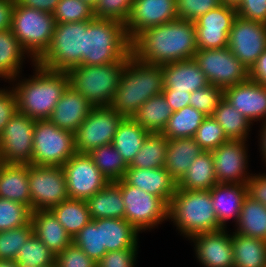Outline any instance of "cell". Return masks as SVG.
I'll list each match as a JSON object with an SVG mask.
<instances>
[{
    "label": "cell",
    "mask_w": 266,
    "mask_h": 267,
    "mask_svg": "<svg viewBox=\"0 0 266 267\" xmlns=\"http://www.w3.org/2000/svg\"><path fill=\"white\" fill-rule=\"evenodd\" d=\"M249 79L266 86V50L249 70Z\"/></svg>",
    "instance_id": "57"
},
{
    "label": "cell",
    "mask_w": 266,
    "mask_h": 267,
    "mask_svg": "<svg viewBox=\"0 0 266 267\" xmlns=\"http://www.w3.org/2000/svg\"><path fill=\"white\" fill-rule=\"evenodd\" d=\"M131 54V41L124 23L114 19L88 20L84 31V56L80 65H107L117 63Z\"/></svg>",
    "instance_id": "4"
},
{
    "label": "cell",
    "mask_w": 266,
    "mask_h": 267,
    "mask_svg": "<svg viewBox=\"0 0 266 267\" xmlns=\"http://www.w3.org/2000/svg\"><path fill=\"white\" fill-rule=\"evenodd\" d=\"M166 155L167 138L162 133H149L128 167L146 169L164 167Z\"/></svg>",
    "instance_id": "40"
},
{
    "label": "cell",
    "mask_w": 266,
    "mask_h": 267,
    "mask_svg": "<svg viewBox=\"0 0 266 267\" xmlns=\"http://www.w3.org/2000/svg\"><path fill=\"white\" fill-rule=\"evenodd\" d=\"M179 19L195 21L221 5L220 0H176Z\"/></svg>",
    "instance_id": "50"
},
{
    "label": "cell",
    "mask_w": 266,
    "mask_h": 267,
    "mask_svg": "<svg viewBox=\"0 0 266 267\" xmlns=\"http://www.w3.org/2000/svg\"><path fill=\"white\" fill-rule=\"evenodd\" d=\"M25 54L28 53L22 48L11 29L0 32V77L10 82L17 81V76L22 70ZM21 69V70H20Z\"/></svg>",
    "instance_id": "33"
},
{
    "label": "cell",
    "mask_w": 266,
    "mask_h": 267,
    "mask_svg": "<svg viewBox=\"0 0 266 267\" xmlns=\"http://www.w3.org/2000/svg\"><path fill=\"white\" fill-rule=\"evenodd\" d=\"M193 59L205 74L209 84L222 90L249 79V70L228 47L198 49Z\"/></svg>",
    "instance_id": "11"
},
{
    "label": "cell",
    "mask_w": 266,
    "mask_h": 267,
    "mask_svg": "<svg viewBox=\"0 0 266 267\" xmlns=\"http://www.w3.org/2000/svg\"><path fill=\"white\" fill-rule=\"evenodd\" d=\"M212 117L224 129L226 136L230 140L247 141L252 123L233 108L224 97L218 103Z\"/></svg>",
    "instance_id": "39"
},
{
    "label": "cell",
    "mask_w": 266,
    "mask_h": 267,
    "mask_svg": "<svg viewBox=\"0 0 266 267\" xmlns=\"http://www.w3.org/2000/svg\"><path fill=\"white\" fill-rule=\"evenodd\" d=\"M35 120L16 112L0 135V160L3 163L31 164Z\"/></svg>",
    "instance_id": "14"
},
{
    "label": "cell",
    "mask_w": 266,
    "mask_h": 267,
    "mask_svg": "<svg viewBox=\"0 0 266 267\" xmlns=\"http://www.w3.org/2000/svg\"><path fill=\"white\" fill-rule=\"evenodd\" d=\"M221 4L237 7L241 0H220Z\"/></svg>",
    "instance_id": "62"
},
{
    "label": "cell",
    "mask_w": 266,
    "mask_h": 267,
    "mask_svg": "<svg viewBox=\"0 0 266 267\" xmlns=\"http://www.w3.org/2000/svg\"><path fill=\"white\" fill-rule=\"evenodd\" d=\"M164 88L192 93L209 85L205 74L194 59L162 65Z\"/></svg>",
    "instance_id": "24"
},
{
    "label": "cell",
    "mask_w": 266,
    "mask_h": 267,
    "mask_svg": "<svg viewBox=\"0 0 266 267\" xmlns=\"http://www.w3.org/2000/svg\"><path fill=\"white\" fill-rule=\"evenodd\" d=\"M227 47L250 70L266 50V24L237 16L229 32Z\"/></svg>",
    "instance_id": "16"
},
{
    "label": "cell",
    "mask_w": 266,
    "mask_h": 267,
    "mask_svg": "<svg viewBox=\"0 0 266 267\" xmlns=\"http://www.w3.org/2000/svg\"><path fill=\"white\" fill-rule=\"evenodd\" d=\"M16 112L17 101L13 89H0V135Z\"/></svg>",
    "instance_id": "54"
},
{
    "label": "cell",
    "mask_w": 266,
    "mask_h": 267,
    "mask_svg": "<svg viewBox=\"0 0 266 267\" xmlns=\"http://www.w3.org/2000/svg\"><path fill=\"white\" fill-rule=\"evenodd\" d=\"M235 226V233L266 241V206L247 195Z\"/></svg>",
    "instance_id": "36"
},
{
    "label": "cell",
    "mask_w": 266,
    "mask_h": 267,
    "mask_svg": "<svg viewBox=\"0 0 266 267\" xmlns=\"http://www.w3.org/2000/svg\"><path fill=\"white\" fill-rule=\"evenodd\" d=\"M264 124H262V129L260 131V149H261V154L262 159L264 158L265 162H266V122H262ZM266 164V163H265Z\"/></svg>",
    "instance_id": "60"
},
{
    "label": "cell",
    "mask_w": 266,
    "mask_h": 267,
    "mask_svg": "<svg viewBox=\"0 0 266 267\" xmlns=\"http://www.w3.org/2000/svg\"><path fill=\"white\" fill-rule=\"evenodd\" d=\"M44 267H58V266H57V264H56V262H55V263H53V264H51V265H47V266H44Z\"/></svg>",
    "instance_id": "64"
},
{
    "label": "cell",
    "mask_w": 266,
    "mask_h": 267,
    "mask_svg": "<svg viewBox=\"0 0 266 267\" xmlns=\"http://www.w3.org/2000/svg\"><path fill=\"white\" fill-rule=\"evenodd\" d=\"M16 0H0V32L11 29Z\"/></svg>",
    "instance_id": "58"
},
{
    "label": "cell",
    "mask_w": 266,
    "mask_h": 267,
    "mask_svg": "<svg viewBox=\"0 0 266 267\" xmlns=\"http://www.w3.org/2000/svg\"><path fill=\"white\" fill-rule=\"evenodd\" d=\"M236 17V7L221 4L195 20L197 49L226 48Z\"/></svg>",
    "instance_id": "17"
},
{
    "label": "cell",
    "mask_w": 266,
    "mask_h": 267,
    "mask_svg": "<svg viewBox=\"0 0 266 267\" xmlns=\"http://www.w3.org/2000/svg\"><path fill=\"white\" fill-rule=\"evenodd\" d=\"M87 27L88 20L56 23L51 44L36 63L53 71H68L82 64Z\"/></svg>",
    "instance_id": "8"
},
{
    "label": "cell",
    "mask_w": 266,
    "mask_h": 267,
    "mask_svg": "<svg viewBox=\"0 0 266 267\" xmlns=\"http://www.w3.org/2000/svg\"><path fill=\"white\" fill-rule=\"evenodd\" d=\"M73 243L96 263L100 261V219L91 220L74 237Z\"/></svg>",
    "instance_id": "47"
},
{
    "label": "cell",
    "mask_w": 266,
    "mask_h": 267,
    "mask_svg": "<svg viewBox=\"0 0 266 267\" xmlns=\"http://www.w3.org/2000/svg\"><path fill=\"white\" fill-rule=\"evenodd\" d=\"M56 255L33 233L17 254L19 267H44L55 263Z\"/></svg>",
    "instance_id": "42"
},
{
    "label": "cell",
    "mask_w": 266,
    "mask_h": 267,
    "mask_svg": "<svg viewBox=\"0 0 266 267\" xmlns=\"http://www.w3.org/2000/svg\"><path fill=\"white\" fill-rule=\"evenodd\" d=\"M189 239L194 242L195 256L203 267H234L232 235L227 229L199 233Z\"/></svg>",
    "instance_id": "20"
},
{
    "label": "cell",
    "mask_w": 266,
    "mask_h": 267,
    "mask_svg": "<svg viewBox=\"0 0 266 267\" xmlns=\"http://www.w3.org/2000/svg\"><path fill=\"white\" fill-rule=\"evenodd\" d=\"M51 211L72 238L91 221L85 200L69 198L54 206Z\"/></svg>",
    "instance_id": "38"
},
{
    "label": "cell",
    "mask_w": 266,
    "mask_h": 267,
    "mask_svg": "<svg viewBox=\"0 0 266 267\" xmlns=\"http://www.w3.org/2000/svg\"><path fill=\"white\" fill-rule=\"evenodd\" d=\"M56 23L92 20L93 9L82 0H60L53 12Z\"/></svg>",
    "instance_id": "46"
},
{
    "label": "cell",
    "mask_w": 266,
    "mask_h": 267,
    "mask_svg": "<svg viewBox=\"0 0 266 267\" xmlns=\"http://www.w3.org/2000/svg\"><path fill=\"white\" fill-rule=\"evenodd\" d=\"M35 74L11 87L17 101V112L34 120L49 119L63 92L69 86L67 71H53L33 63Z\"/></svg>",
    "instance_id": "3"
},
{
    "label": "cell",
    "mask_w": 266,
    "mask_h": 267,
    "mask_svg": "<svg viewBox=\"0 0 266 267\" xmlns=\"http://www.w3.org/2000/svg\"><path fill=\"white\" fill-rule=\"evenodd\" d=\"M31 213L25 204L0 198V231L27 225L31 221Z\"/></svg>",
    "instance_id": "43"
},
{
    "label": "cell",
    "mask_w": 266,
    "mask_h": 267,
    "mask_svg": "<svg viewBox=\"0 0 266 267\" xmlns=\"http://www.w3.org/2000/svg\"><path fill=\"white\" fill-rule=\"evenodd\" d=\"M0 267H19L14 260L0 259Z\"/></svg>",
    "instance_id": "61"
},
{
    "label": "cell",
    "mask_w": 266,
    "mask_h": 267,
    "mask_svg": "<svg viewBox=\"0 0 266 267\" xmlns=\"http://www.w3.org/2000/svg\"><path fill=\"white\" fill-rule=\"evenodd\" d=\"M62 168L70 199L86 201L109 183L88 153L76 152Z\"/></svg>",
    "instance_id": "15"
},
{
    "label": "cell",
    "mask_w": 266,
    "mask_h": 267,
    "mask_svg": "<svg viewBox=\"0 0 266 267\" xmlns=\"http://www.w3.org/2000/svg\"><path fill=\"white\" fill-rule=\"evenodd\" d=\"M236 11L238 17L266 24V0H241Z\"/></svg>",
    "instance_id": "53"
},
{
    "label": "cell",
    "mask_w": 266,
    "mask_h": 267,
    "mask_svg": "<svg viewBox=\"0 0 266 267\" xmlns=\"http://www.w3.org/2000/svg\"><path fill=\"white\" fill-rule=\"evenodd\" d=\"M125 117L112 107H93L75 132L77 153H89L93 149L112 144L119 124Z\"/></svg>",
    "instance_id": "13"
},
{
    "label": "cell",
    "mask_w": 266,
    "mask_h": 267,
    "mask_svg": "<svg viewBox=\"0 0 266 267\" xmlns=\"http://www.w3.org/2000/svg\"><path fill=\"white\" fill-rule=\"evenodd\" d=\"M55 262L58 267H97V263L74 243L57 254Z\"/></svg>",
    "instance_id": "51"
},
{
    "label": "cell",
    "mask_w": 266,
    "mask_h": 267,
    "mask_svg": "<svg viewBox=\"0 0 266 267\" xmlns=\"http://www.w3.org/2000/svg\"><path fill=\"white\" fill-rule=\"evenodd\" d=\"M53 13L15 4L11 31L35 63L49 48L54 29Z\"/></svg>",
    "instance_id": "7"
},
{
    "label": "cell",
    "mask_w": 266,
    "mask_h": 267,
    "mask_svg": "<svg viewBox=\"0 0 266 267\" xmlns=\"http://www.w3.org/2000/svg\"><path fill=\"white\" fill-rule=\"evenodd\" d=\"M138 234L125 219H100V260L107 252L138 248Z\"/></svg>",
    "instance_id": "26"
},
{
    "label": "cell",
    "mask_w": 266,
    "mask_h": 267,
    "mask_svg": "<svg viewBox=\"0 0 266 267\" xmlns=\"http://www.w3.org/2000/svg\"><path fill=\"white\" fill-rule=\"evenodd\" d=\"M88 154L109 182L124 178L128 165L112 144L97 147Z\"/></svg>",
    "instance_id": "41"
},
{
    "label": "cell",
    "mask_w": 266,
    "mask_h": 267,
    "mask_svg": "<svg viewBox=\"0 0 266 267\" xmlns=\"http://www.w3.org/2000/svg\"><path fill=\"white\" fill-rule=\"evenodd\" d=\"M28 177L32 212L51 210L69 199L62 167L28 164Z\"/></svg>",
    "instance_id": "12"
},
{
    "label": "cell",
    "mask_w": 266,
    "mask_h": 267,
    "mask_svg": "<svg viewBox=\"0 0 266 267\" xmlns=\"http://www.w3.org/2000/svg\"><path fill=\"white\" fill-rule=\"evenodd\" d=\"M247 196L246 184L217 183L210 189V197L219 224L226 229L231 218L237 223L242 203Z\"/></svg>",
    "instance_id": "25"
},
{
    "label": "cell",
    "mask_w": 266,
    "mask_h": 267,
    "mask_svg": "<svg viewBox=\"0 0 266 267\" xmlns=\"http://www.w3.org/2000/svg\"><path fill=\"white\" fill-rule=\"evenodd\" d=\"M197 50L194 21L179 18L147 28L131 41V54L155 65L193 59Z\"/></svg>",
    "instance_id": "1"
},
{
    "label": "cell",
    "mask_w": 266,
    "mask_h": 267,
    "mask_svg": "<svg viewBox=\"0 0 266 267\" xmlns=\"http://www.w3.org/2000/svg\"><path fill=\"white\" fill-rule=\"evenodd\" d=\"M193 138L204 151H213L230 140L212 116L204 119Z\"/></svg>",
    "instance_id": "45"
},
{
    "label": "cell",
    "mask_w": 266,
    "mask_h": 267,
    "mask_svg": "<svg viewBox=\"0 0 266 267\" xmlns=\"http://www.w3.org/2000/svg\"><path fill=\"white\" fill-rule=\"evenodd\" d=\"M92 108L88 100L69 85L48 120L58 128L75 133Z\"/></svg>",
    "instance_id": "23"
},
{
    "label": "cell",
    "mask_w": 266,
    "mask_h": 267,
    "mask_svg": "<svg viewBox=\"0 0 266 267\" xmlns=\"http://www.w3.org/2000/svg\"><path fill=\"white\" fill-rule=\"evenodd\" d=\"M33 233L55 255L73 243V238L64 229L51 210H35L31 213Z\"/></svg>",
    "instance_id": "27"
},
{
    "label": "cell",
    "mask_w": 266,
    "mask_h": 267,
    "mask_svg": "<svg viewBox=\"0 0 266 267\" xmlns=\"http://www.w3.org/2000/svg\"><path fill=\"white\" fill-rule=\"evenodd\" d=\"M33 234L31 221L22 227L0 231V259L16 260L22 245Z\"/></svg>",
    "instance_id": "44"
},
{
    "label": "cell",
    "mask_w": 266,
    "mask_h": 267,
    "mask_svg": "<svg viewBox=\"0 0 266 267\" xmlns=\"http://www.w3.org/2000/svg\"><path fill=\"white\" fill-rule=\"evenodd\" d=\"M82 1L94 10L98 0H82Z\"/></svg>",
    "instance_id": "63"
},
{
    "label": "cell",
    "mask_w": 266,
    "mask_h": 267,
    "mask_svg": "<svg viewBox=\"0 0 266 267\" xmlns=\"http://www.w3.org/2000/svg\"><path fill=\"white\" fill-rule=\"evenodd\" d=\"M253 175L246 183L247 195L266 206V174Z\"/></svg>",
    "instance_id": "55"
},
{
    "label": "cell",
    "mask_w": 266,
    "mask_h": 267,
    "mask_svg": "<svg viewBox=\"0 0 266 267\" xmlns=\"http://www.w3.org/2000/svg\"><path fill=\"white\" fill-rule=\"evenodd\" d=\"M177 18L176 0H134L125 31L132 41L143 30Z\"/></svg>",
    "instance_id": "18"
},
{
    "label": "cell",
    "mask_w": 266,
    "mask_h": 267,
    "mask_svg": "<svg viewBox=\"0 0 266 267\" xmlns=\"http://www.w3.org/2000/svg\"><path fill=\"white\" fill-rule=\"evenodd\" d=\"M134 0H98L93 10L95 18L114 19L125 24Z\"/></svg>",
    "instance_id": "49"
},
{
    "label": "cell",
    "mask_w": 266,
    "mask_h": 267,
    "mask_svg": "<svg viewBox=\"0 0 266 267\" xmlns=\"http://www.w3.org/2000/svg\"><path fill=\"white\" fill-rule=\"evenodd\" d=\"M234 267H266V241L233 232Z\"/></svg>",
    "instance_id": "35"
},
{
    "label": "cell",
    "mask_w": 266,
    "mask_h": 267,
    "mask_svg": "<svg viewBox=\"0 0 266 267\" xmlns=\"http://www.w3.org/2000/svg\"><path fill=\"white\" fill-rule=\"evenodd\" d=\"M168 219L186 238L224 229L218 222L210 190L178 189L168 205Z\"/></svg>",
    "instance_id": "5"
},
{
    "label": "cell",
    "mask_w": 266,
    "mask_h": 267,
    "mask_svg": "<svg viewBox=\"0 0 266 267\" xmlns=\"http://www.w3.org/2000/svg\"><path fill=\"white\" fill-rule=\"evenodd\" d=\"M137 248L107 252L97 267H135Z\"/></svg>",
    "instance_id": "52"
},
{
    "label": "cell",
    "mask_w": 266,
    "mask_h": 267,
    "mask_svg": "<svg viewBox=\"0 0 266 267\" xmlns=\"http://www.w3.org/2000/svg\"><path fill=\"white\" fill-rule=\"evenodd\" d=\"M172 113L163 94H159L141 105L132 119L149 133H162Z\"/></svg>",
    "instance_id": "34"
},
{
    "label": "cell",
    "mask_w": 266,
    "mask_h": 267,
    "mask_svg": "<svg viewBox=\"0 0 266 267\" xmlns=\"http://www.w3.org/2000/svg\"><path fill=\"white\" fill-rule=\"evenodd\" d=\"M223 97L252 124L263 119L266 122L265 85L248 79L224 89Z\"/></svg>",
    "instance_id": "21"
},
{
    "label": "cell",
    "mask_w": 266,
    "mask_h": 267,
    "mask_svg": "<svg viewBox=\"0 0 266 267\" xmlns=\"http://www.w3.org/2000/svg\"><path fill=\"white\" fill-rule=\"evenodd\" d=\"M246 141L229 140L211 151L218 183L246 184L252 174L247 173ZM246 173V174H245Z\"/></svg>",
    "instance_id": "19"
},
{
    "label": "cell",
    "mask_w": 266,
    "mask_h": 267,
    "mask_svg": "<svg viewBox=\"0 0 266 267\" xmlns=\"http://www.w3.org/2000/svg\"><path fill=\"white\" fill-rule=\"evenodd\" d=\"M0 198L20 202L31 209L28 164L2 162L0 168Z\"/></svg>",
    "instance_id": "28"
},
{
    "label": "cell",
    "mask_w": 266,
    "mask_h": 267,
    "mask_svg": "<svg viewBox=\"0 0 266 267\" xmlns=\"http://www.w3.org/2000/svg\"><path fill=\"white\" fill-rule=\"evenodd\" d=\"M206 117L204 113L188 105L172 113L162 134L167 139L194 137Z\"/></svg>",
    "instance_id": "37"
},
{
    "label": "cell",
    "mask_w": 266,
    "mask_h": 267,
    "mask_svg": "<svg viewBox=\"0 0 266 267\" xmlns=\"http://www.w3.org/2000/svg\"><path fill=\"white\" fill-rule=\"evenodd\" d=\"M213 155L204 151L193 161L182 179L177 183L178 189L210 190L216 185Z\"/></svg>",
    "instance_id": "31"
},
{
    "label": "cell",
    "mask_w": 266,
    "mask_h": 267,
    "mask_svg": "<svg viewBox=\"0 0 266 267\" xmlns=\"http://www.w3.org/2000/svg\"><path fill=\"white\" fill-rule=\"evenodd\" d=\"M149 132L132 118H124L114 135L112 145L129 166L140 151Z\"/></svg>",
    "instance_id": "32"
},
{
    "label": "cell",
    "mask_w": 266,
    "mask_h": 267,
    "mask_svg": "<svg viewBox=\"0 0 266 267\" xmlns=\"http://www.w3.org/2000/svg\"><path fill=\"white\" fill-rule=\"evenodd\" d=\"M91 220L124 219L125 206L120 187L109 182L102 190L86 200Z\"/></svg>",
    "instance_id": "30"
},
{
    "label": "cell",
    "mask_w": 266,
    "mask_h": 267,
    "mask_svg": "<svg viewBox=\"0 0 266 267\" xmlns=\"http://www.w3.org/2000/svg\"><path fill=\"white\" fill-rule=\"evenodd\" d=\"M163 88L162 65L140 61L130 54L109 106L118 114L132 118L149 98L162 94Z\"/></svg>",
    "instance_id": "2"
},
{
    "label": "cell",
    "mask_w": 266,
    "mask_h": 267,
    "mask_svg": "<svg viewBox=\"0 0 266 267\" xmlns=\"http://www.w3.org/2000/svg\"><path fill=\"white\" fill-rule=\"evenodd\" d=\"M162 94L166 101L169 103L173 112L190 105L189 92L172 91L171 89H163Z\"/></svg>",
    "instance_id": "56"
},
{
    "label": "cell",
    "mask_w": 266,
    "mask_h": 267,
    "mask_svg": "<svg viewBox=\"0 0 266 267\" xmlns=\"http://www.w3.org/2000/svg\"><path fill=\"white\" fill-rule=\"evenodd\" d=\"M123 58L107 65H78L70 68L69 85L93 107L109 106L117 91L125 63Z\"/></svg>",
    "instance_id": "6"
},
{
    "label": "cell",
    "mask_w": 266,
    "mask_h": 267,
    "mask_svg": "<svg viewBox=\"0 0 266 267\" xmlns=\"http://www.w3.org/2000/svg\"><path fill=\"white\" fill-rule=\"evenodd\" d=\"M75 153V133L48 119L35 120L32 165L62 167Z\"/></svg>",
    "instance_id": "9"
},
{
    "label": "cell",
    "mask_w": 266,
    "mask_h": 267,
    "mask_svg": "<svg viewBox=\"0 0 266 267\" xmlns=\"http://www.w3.org/2000/svg\"><path fill=\"white\" fill-rule=\"evenodd\" d=\"M222 98L223 90L220 87L209 84L191 93L190 106L201 111L206 116H212Z\"/></svg>",
    "instance_id": "48"
},
{
    "label": "cell",
    "mask_w": 266,
    "mask_h": 267,
    "mask_svg": "<svg viewBox=\"0 0 266 267\" xmlns=\"http://www.w3.org/2000/svg\"><path fill=\"white\" fill-rule=\"evenodd\" d=\"M204 150L191 138L167 139V155L164 168L178 183L189 166Z\"/></svg>",
    "instance_id": "29"
},
{
    "label": "cell",
    "mask_w": 266,
    "mask_h": 267,
    "mask_svg": "<svg viewBox=\"0 0 266 267\" xmlns=\"http://www.w3.org/2000/svg\"><path fill=\"white\" fill-rule=\"evenodd\" d=\"M60 0H16L19 5L53 13Z\"/></svg>",
    "instance_id": "59"
},
{
    "label": "cell",
    "mask_w": 266,
    "mask_h": 267,
    "mask_svg": "<svg viewBox=\"0 0 266 267\" xmlns=\"http://www.w3.org/2000/svg\"><path fill=\"white\" fill-rule=\"evenodd\" d=\"M121 189L125 220L139 232L153 229L168 220V205L142 189L128 185L123 179L115 182Z\"/></svg>",
    "instance_id": "10"
},
{
    "label": "cell",
    "mask_w": 266,
    "mask_h": 267,
    "mask_svg": "<svg viewBox=\"0 0 266 267\" xmlns=\"http://www.w3.org/2000/svg\"><path fill=\"white\" fill-rule=\"evenodd\" d=\"M123 180L130 186L160 197L167 205L177 190V182L164 167L152 169L128 167Z\"/></svg>",
    "instance_id": "22"
}]
</instances>
